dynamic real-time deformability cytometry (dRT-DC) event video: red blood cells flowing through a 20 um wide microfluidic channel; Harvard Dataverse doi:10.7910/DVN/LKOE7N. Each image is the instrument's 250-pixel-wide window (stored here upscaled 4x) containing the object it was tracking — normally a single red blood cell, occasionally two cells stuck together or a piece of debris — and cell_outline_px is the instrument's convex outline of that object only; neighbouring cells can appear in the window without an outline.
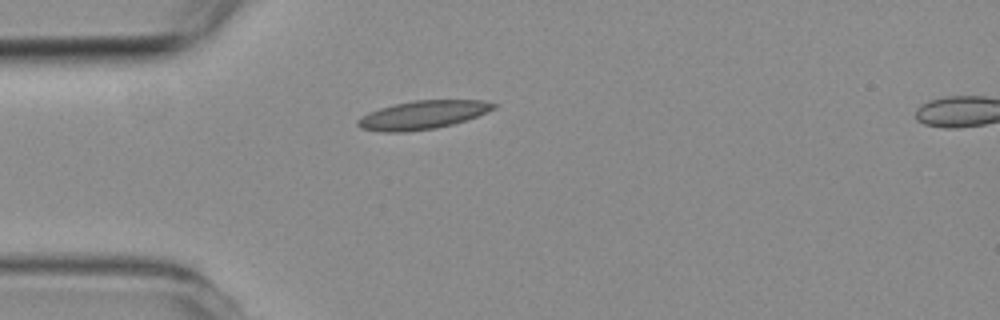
{"species": "common noctule bat (a hibernating species)", "species_latin": "Nyctalus noctula", "temperature_condition": "room temperature", "stored_images_in_passage": 1, "camera_frame_rate_fps": 3000, "um_per_image_px": 0.085, "animal": {"sex": "female", "body_mass_g": 19.3, "forearm_length_mm": 54.1}, "frame": {"image": 1, "passage_image": 1, "time_ms": 0.0, "image_size_px": [1000, 320], "cell_outline_px": [[496, 108], [476, 116], [452, 124], [436, 128], [404, 132], [384, 132], [360, 128], [356, 124], [356, 120], [360, 116], [368, 112], [380, 108], [396, 104], [416, 100], [484, 100], [496, 104]], "centroid_in_image_um": [35.89, 9.77], "position_along_channel_um": 49.1, "area_um2": 22.37}}